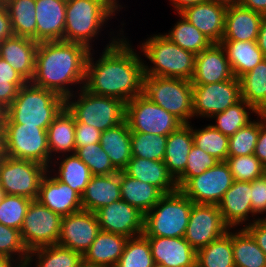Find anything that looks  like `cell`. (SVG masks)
Here are the masks:
<instances>
[{"label":"cell","instance_id":"cell-41","mask_svg":"<svg viewBox=\"0 0 266 267\" xmlns=\"http://www.w3.org/2000/svg\"><path fill=\"white\" fill-rule=\"evenodd\" d=\"M249 110L252 111L251 113H255L256 115L259 114V112L254 107L241 99L235 105L211 117V119H215L216 123L212 126L225 136L231 137L240 128H243L250 122H252V119H250L249 117V114H251Z\"/></svg>","mask_w":266,"mask_h":267},{"label":"cell","instance_id":"cell-16","mask_svg":"<svg viewBox=\"0 0 266 267\" xmlns=\"http://www.w3.org/2000/svg\"><path fill=\"white\" fill-rule=\"evenodd\" d=\"M100 230L95 212L81 210L62 218L57 244L83 256Z\"/></svg>","mask_w":266,"mask_h":267},{"label":"cell","instance_id":"cell-68","mask_svg":"<svg viewBox=\"0 0 266 267\" xmlns=\"http://www.w3.org/2000/svg\"><path fill=\"white\" fill-rule=\"evenodd\" d=\"M260 114L264 117V119L266 121V107L264 108V110Z\"/></svg>","mask_w":266,"mask_h":267},{"label":"cell","instance_id":"cell-33","mask_svg":"<svg viewBox=\"0 0 266 267\" xmlns=\"http://www.w3.org/2000/svg\"><path fill=\"white\" fill-rule=\"evenodd\" d=\"M50 157L53 153L75 154V118L66 107L54 118L47 129ZM64 153V155H63Z\"/></svg>","mask_w":266,"mask_h":267},{"label":"cell","instance_id":"cell-48","mask_svg":"<svg viewBox=\"0 0 266 267\" xmlns=\"http://www.w3.org/2000/svg\"><path fill=\"white\" fill-rule=\"evenodd\" d=\"M226 162L236 181L252 182L259 179L265 167L254 154L228 156Z\"/></svg>","mask_w":266,"mask_h":267},{"label":"cell","instance_id":"cell-51","mask_svg":"<svg viewBox=\"0 0 266 267\" xmlns=\"http://www.w3.org/2000/svg\"><path fill=\"white\" fill-rule=\"evenodd\" d=\"M28 81L25 78L0 77V106L6 110L16 98L19 89Z\"/></svg>","mask_w":266,"mask_h":267},{"label":"cell","instance_id":"cell-69","mask_svg":"<svg viewBox=\"0 0 266 267\" xmlns=\"http://www.w3.org/2000/svg\"><path fill=\"white\" fill-rule=\"evenodd\" d=\"M10 0H0V4H7Z\"/></svg>","mask_w":266,"mask_h":267},{"label":"cell","instance_id":"cell-64","mask_svg":"<svg viewBox=\"0 0 266 267\" xmlns=\"http://www.w3.org/2000/svg\"><path fill=\"white\" fill-rule=\"evenodd\" d=\"M78 267H106V266H101V265H97V264H91V263H88V262L82 260L79 263Z\"/></svg>","mask_w":266,"mask_h":267},{"label":"cell","instance_id":"cell-18","mask_svg":"<svg viewBox=\"0 0 266 267\" xmlns=\"http://www.w3.org/2000/svg\"><path fill=\"white\" fill-rule=\"evenodd\" d=\"M233 77L229 60L221 43H212L196 55L192 85L223 82Z\"/></svg>","mask_w":266,"mask_h":267},{"label":"cell","instance_id":"cell-35","mask_svg":"<svg viewBox=\"0 0 266 267\" xmlns=\"http://www.w3.org/2000/svg\"><path fill=\"white\" fill-rule=\"evenodd\" d=\"M239 80L241 99L261 113L266 107V58Z\"/></svg>","mask_w":266,"mask_h":267},{"label":"cell","instance_id":"cell-8","mask_svg":"<svg viewBox=\"0 0 266 267\" xmlns=\"http://www.w3.org/2000/svg\"><path fill=\"white\" fill-rule=\"evenodd\" d=\"M143 94L173 114L183 124H189V119L193 118L191 81L179 78L144 76Z\"/></svg>","mask_w":266,"mask_h":267},{"label":"cell","instance_id":"cell-14","mask_svg":"<svg viewBox=\"0 0 266 267\" xmlns=\"http://www.w3.org/2000/svg\"><path fill=\"white\" fill-rule=\"evenodd\" d=\"M193 117L211 118L241 100L240 80H230L204 85H192Z\"/></svg>","mask_w":266,"mask_h":267},{"label":"cell","instance_id":"cell-10","mask_svg":"<svg viewBox=\"0 0 266 267\" xmlns=\"http://www.w3.org/2000/svg\"><path fill=\"white\" fill-rule=\"evenodd\" d=\"M131 133L168 136L183 123L173 114L152 102L144 94L126 103V115Z\"/></svg>","mask_w":266,"mask_h":267},{"label":"cell","instance_id":"cell-65","mask_svg":"<svg viewBox=\"0 0 266 267\" xmlns=\"http://www.w3.org/2000/svg\"><path fill=\"white\" fill-rule=\"evenodd\" d=\"M5 115V110L0 106V128H3Z\"/></svg>","mask_w":266,"mask_h":267},{"label":"cell","instance_id":"cell-2","mask_svg":"<svg viewBox=\"0 0 266 267\" xmlns=\"http://www.w3.org/2000/svg\"><path fill=\"white\" fill-rule=\"evenodd\" d=\"M90 50L83 44L68 41L40 42L35 55L33 85L54 91L64 99L73 95L69 85L82 88Z\"/></svg>","mask_w":266,"mask_h":267},{"label":"cell","instance_id":"cell-28","mask_svg":"<svg viewBox=\"0 0 266 267\" xmlns=\"http://www.w3.org/2000/svg\"><path fill=\"white\" fill-rule=\"evenodd\" d=\"M128 238L124 235L100 230L90 248L83 254V260L106 267H115Z\"/></svg>","mask_w":266,"mask_h":267},{"label":"cell","instance_id":"cell-26","mask_svg":"<svg viewBox=\"0 0 266 267\" xmlns=\"http://www.w3.org/2000/svg\"><path fill=\"white\" fill-rule=\"evenodd\" d=\"M263 14L239 4L227 7L221 41H256Z\"/></svg>","mask_w":266,"mask_h":267},{"label":"cell","instance_id":"cell-61","mask_svg":"<svg viewBox=\"0 0 266 267\" xmlns=\"http://www.w3.org/2000/svg\"><path fill=\"white\" fill-rule=\"evenodd\" d=\"M16 262L17 260L10 257L0 256V267H24L21 263Z\"/></svg>","mask_w":266,"mask_h":267},{"label":"cell","instance_id":"cell-27","mask_svg":"<svg viewBox=\"0 0 266 267\" xmlns=\"http://www.w3.org/2000/svg\"><path fill=\"white\" fill-rule=\"evenodd\" d=\"M121 200L120 171L111 175H93L81 196L83 210L98 209Z\"/></svg>","mask_w":266,"mask_h":267},{"label":"cell","instance_id":"cell-52","mask_svg":"<svg viewBox=\"0 0 266 267\" xmlns=\"http://www.w3.org/2000/svg\"><path fill=\"white\" fill-rule=\"evenodd\" d=\"M101 131L93 126L75 122V147H85L91 143H99Z\"/></svg>","mask_w":266,"mask_h":267},{"label":"cell","instance_id":"cell-59","mask_svg":"<svg viewBox=\"0 0 266 267\" xmlns=\"http://www.w3.org/2000/svg\"><path fill=\"white\" fill-rule=\"evenodd\" d=\"M0 77L2 78H23L15 71L9 63L0 57Z\"/></svg>","mask_w":266,"mask_h":267},{"label":"cell","instance_id":"cell-30","mask_svg":"<svg viewBox=\"0 0 266 267\" xmlns=\"http://www.w3.org/2000/svg\"><path fill=\"white\" fill-rule=\"evenodd\" d=\"M100 144L113 166L123 171L132 158L131 131L127 121L101 132Z\"/></svg>","mask_w":266,"mask_h":267},{"label":"cell","instance_id":"cell-46","mask_svg":"<svg viewBox=\"0 0 266 267\" xmlns=\"http://www.w3.org/2000/svg\"><path fill=\"white\" fill-rule=\"evenodd\" d=\"M260 130V119L253 120L229 137L228 156L254 154Z\"/></svg>","mask_w":266,"mask_h":267},{"label":"cell","instance_id":"cell-50","mask_svg":"<svg viewBox=\"0 0 266 267\" xmlns=\"http://www.w3.org/2000/svg\"><path fill=\"white\" fill-rule=\"evenodd\" d=\"M218 162L215 157L193 144L188 154L185 171L176 179L178 188L180 189L190 178L200 175Z\"/></svg>","mask_w":266,"mask_h":267},{"label":"cell","instance_id":"cell-32","mask_svg":"<svg viewBox=\"0 0 266 267\" xmlns=\"http://www.w3.org/2000/svg\"><path fill=\"white\" fill-rule=\"evenodd\" d=\"M234 77L240 78L255 68L266 57L256 41H221Z\"/></svg>","mask_w":266,"mask_h":267},{"label":"cell","instance_id":"cell-21","mask_svg":"<svg viewBox=\"0 0 266 267\" xmlns=\"http://www.w3.org/2000/svg\"><path fill=\"white\" fill-rule=\"evenodd\" d=\"M67 0H36V42L63 40Z\"/></svg>","mask_w":266,"mask_h":267},{"label":"cell","instance_id":"cell-9","mask_svg":"<svg viewBox=\"0 0 266 267\" xmlns=\"http://www.w3.org/2000/svg\"><path fill=\"white\" fill-rule=\"evenodd\" d=\"M3 132L6 156L35 161L47 168L50 167L49 163H53L45 128L25 124H3Z\"/></svg>","mask_w":266,"mask_h":267},{"label":"cell","instance_id":"cell-7","mask_svg":"<svg viewBox=\"0 0 266 267\" xmlns=\"http://www.w3.org/2000/svg\"><path fill=\"white\" fill-rule=\"evenodd\" d=\"M193 201L180 190L164 194L144 215V236L184 237Z\"/></svg>","mask_w":266,"mask_h":267},{"label":"cell","instance_id":"cell-49","mask_svg":"<svg viewBox=\"0 0 266 267\" xmlns=\"http://www.w3.org/2000/svg\"><path fill=\"white\" fill-rule=\"evenodd\" d=\"M28 253L21 240L20 230L0 223V256L10 257L25 266Z\"/></svg>","mask_w":266,"mask_h":267},{"label":"cell","instance_id":"cell-54","mask_svg":"<svg viewBox=\"0 0 266 267\" xmlns=\"http://www.w3.org/2000/svg\"><path fill=\"white\" fill-rule=\"evenodd\" d=\"M245 225L242 228L252 236L259 248L266 254V219L256 218Z\"/></svg>","mask_w":266,"mask_h":267},{"label":"cell","instance_id":"cell-24","mask_svg":"<svg viewBox=\"0 0 266 267\" xmlns=\"http://www.w3.org/2000/svg\"><path fill=\"white\" fill-rule=\"evenodd\" d=\"M38 44L31 38L12 36L0 42V57L30 82L35 72V55Z\"/></svg>","mask_w":266,"mask_h":267},{"label":"cell","instance_id":"cell-5","mask_svg":"<svg viewBox=\"0 0 266 267\" xmlns=\"http://www.w3.org/2000/svg\"><path fill=\"white\" fill-rule=\"evenodd\" d=\"M140 47L143 55L153 64L150 67L144 64L145 76L191 81L195 68V54L182 49L163 34L149 37Z\"/></svg>","mask_w":266,"mask_h":267},{"label":"cell","instance_id":"cell-12","mask_svg":"<svg viewBox=\"0 0 266 267\" xmlns=\"http://www.w3.org/2000/svg\"><path fill=\"white\" fill-rule=\"evenodd\" d=\"M62 218L37 199L31 200L20 229L21 240L26 249L30 251L57 244Z\"/></svg>","mask_w":266,"mask_h":267},{"label":"cell","instance_id":"cell-6","mask_svg":"<svg viewBox=\"0 0 266 267\" xmlns=\"http://www.w3.org/2000/svg\"><path fill=\"white\" fill-rule=\"evenodd\" d=\"M79 91L65 99V107L75 122L91 125L102 132L125 121L126 103L122 100L92 94L83 87Z\"/></svg>","mask_w":266,"mask_h":267},{"label":"cell","instance_id":"cell-17","mask_svg":"<svg viewBox=\"0 0 266 267\" xmlns=\"http://www.w3.org/2000/svg\"><path fill=\"white\" fill-rule=\"evenodd\" d=\"M95 214L103 231L124 235L127 238L144 233V214L123 200L112 202L98 209Z\"/></svg>","mask_w":266,"mask_h":267},{"label":"cell","instance_id":"cell-38","mask_svg":"<svg viewBox=\"0 0 266 267\" xmlns=\"http://www.w3.org/2000/svg\"><path fill=\"white\" fill-rule=\"evenodd\" d=\"M35 6L36 0H10L6 4L14 36L36 41Z\"/></svg>","mask_w":266,"mask_h":267},{"label":"cell","instance_id":"cell-15","mask_svg":"<svg viewBox=\"0 0 266 267\" xmlns=\"http://www.w3.org/2000/svg\"><path fill=\"white\" fill-rule=\"evenodd\" d=\"M229 229L218 205L193 203L184 239L197 252Z\"/></svg>","mask_w":266,"mask_h":267},{"label":"cell","instance_id":"cell-11","mask_svg":"<svg viewBox=\"0 0 266 267\" xmlns=\"http://www.w3.org/2000/svg\"><path fill=\"white\" fill-rule=\"evenodd\" d=\"M47 170L38 162L5 156L0 161V185L8 195L36 200Z\"/></svg>","mask_w":266,"mask_h":267},{"label":"cell","instance_id":"cell-23","mask_svg":"<svg viewBox=\"0 0 266 267\" xmlns=\"http://www.w3.org/2000/svg\"><path fill=\"white\" fill-rule=\"evenodd\" d=\"M218 206L225 224L230 229L250 221L248 214L256 216L252 210L251 182L234 180Z\"/></svg>","mask_w":266,"mask_h":267},{"label":"cell","instance_id":"cell-43","mask_svg":"<svg viewBox=\"0 0 266 267\" xmlns=\"http://www.w3.org/2000/svg\"><path fill=\"white\" fill-rule=\"evenodd\" d=\"M148 239L142 234L128 238L115 267H155Z\"/></svg>","mask_w":266,"mask_h":267},{"label":"cell","instance_id":"cell-36","mask_svg":"<svg viewBox=\"0 0 266 267\" xmlns=\"http://www.w3.org/2000/svg\"><path fill=\"white\" fill-rule=\"evenodd\" d=\"M238 231V232H237ZM232 232L233 260L236 267H266V254L244 229Z\"/></svg>","mask_w":266,"mask_h":267},{"label":"cell","instance_id":"cell-31","mask_svg":"<svg viewBox=\"0 0 266 267\" xmlns=\"http://www.w3.org/2000/svg\"><path fill=\"white\" fill-rule=\"evenodd\" d=\"M121 200L137 208L144 215L164 195L157 187L120 171Z\"/></svg>","mask_w":266,"mask_h":267},{"label":"cell","instance_id":"cell-20","mask_svg":"<svg viewBox=\"0 0 266 267\" xmlns=\"http://www.w3.org/2000/svg\"><path fill=\"white\" fill-rule=\"evenodd\" d=\"M50 172L48 169L41 180L37 200L62 217L83 210L81 195L55 176L50 177Z\"/></svg>","mask_w":266,"mask_h":267},{"label":"cell","instance_id":"cell-29","mask_svg":"<svg viewBox=\"0 0 266 267\" xmlns=\"http://www.w3.org/2000/svg\"><path fill=\"white\" fill-rule=\"evenodd\" d=\"M190 125V123L183 124L167 136L163 161L175 179L185 171L188 154L194 144L192 125Z\"/></svg>","mask_w":266,"mask_h":267},{"label":"cell","instance_id":"cell-56","mask_svg":"<svg viewBox=\"0 0 266 267\" xmlns=\"http://www.w3.org/2000/svg\"><path fill=\"white\" fill-rule=\"evenodd\" d=\"M14 36L10 16L5 4H0V42Z\"/></svg>","mask_w":266,"mask_h":267},{"label":"cell","instance_id":"cell-47","mask_svg":"<svg viewBox=\"0 0 266 267\" xmlns=\"http://www.w3.org/2000/svg\"><path fill=\"white\" fill-rule=\"evenodd\" d=\"M31 199L6 194L0 203V223L20 230Z\"/></svg>","mask_w":266,"mask_h":267},{"label":"cell","instance_id":"cell-3","mask_svg":"<svg viewBox=\"0 0 266 267\" xmlns=\"http://www.w3.org/2000/svg\"><path fill=\"white\" fill-rule=\"evenodd\" d=\"M64 107L62 96L27 82L5 110L4 124H25L47 130Z\"/></svg>","mask_w":266,"mask_h":267},{"label":"cell","instance_id":"cell-60","mask_svg":"<svg viewBox=\"0 0 266 267\" xmlns=\"http://www.w3.org/2000/svg\"><path fill=\"white\" fill-rule=\"evenodd\" d=\"M172 1L171 5H173L174 8H176L177 13L180 14L183 10H185L187 7L206 2L208 0H170Z\"/></svg>","mask_w":266,"mask_h":267},{"label":"cell","instance_id":"cell-53","mask_svg":"<svg viewBox=\"0 0 266 267\" xmlns=\"http://www.w3.org/2000/svg\"><path fill=\"white\" fill-rule=\"evenodd\" d=\"M251 203L254 215L266 213V186L261 178L251 182Z\"/></svg>","mask_w":266,"mask_h":267},{"label":"cell","instance_id":"cell-40","mask_svg":"<svg viewBox=\"0 0 266 267\" xmlns=\"http://www.w3.org/2000/svg\"><path fill=\"white\" fill-rule=\"evenodd\" d=\"M64 157H62L55 177L82 196L93 175L88 166L76 154H66Z\"/></svg>","mask_w":266,"mask_h":267},{"label":"cell","instance_id":"cell-19","mask_svg":"<svg viewBox=\"0 0 266 267\" xmlns=\"http://www.w3.org/2000/svg\"><path fill=\"white\" fill-rule=\"evenodd\" d=\"M156 266L196 267L197 252L184 237L145 236Z\"/></svg>","mask_w":266,"mask_h":267},{"label":"cell","instance_id":"cell-62","mask_svg":"<svg viewBox=\"0 0 266 267\" xmlns=\"http://www.w3.org/2000/svg\"><path fill=\"white\" fill-rule=\"evenodd\" d=\"M5 154V142H4V132L3 128H0V161L4 159Z\"/></svg>","mask_w":266,"mask_h":267},{"label":"cell","instance_id":"cell-4","mask_svg":"<svg viewBox=\"0 0 266 267\" xmlns=\"http://www.w3.org/2000/svg\"><path fill=\"white\" fill-rule=\"evenodd\" d=\"M118 3L117 0H67L63 41L80 43L91 50L90 43L104 23L123 8Z\"/></svg>","mask_w":266,"mask_h":267},{"label":"cell","instance_id":"cell-67","mask_svg":"<svg viewBox=\"0 0 266 267\" xmlns=\"http://www.w3.org/2000/svg\"><path fill=\"white\" fill-rule=\"evenodd\" d=\"M5 195H6L5 191L2 188V186L0 185V203L4 199Z\"/></svg>","mask_w":266,"mask_h":267},{"label":"cell","instance_id":"cell-13","mask_svg":"<svg viewBox=\"0 0 266 267\" xmlns=\"http://www.w3.org/2000/svg\"><path fill=\"white\" fill-rule=\"evenodd\" d=\"M234 182L226 161L190 178L179 190L197 204L218 205Z\"/></svg>","mask_w":266,"mask_h":267},{"label":"cell","instance_id":"cell-1","mask_svg":"<svg viewBox=\"0 0 266 267\" xmlns=\"http://www.w3.org/2000/svg\"><path fill=\"white\" fill-rule=\"evenodd\" d=\"M120 35L122 38H111L96 62L90 50L83 88L92 94L114 97L127 103L143 94L144 62L121 31Z\"/></svg>","mask_w":266,"mask_h":267},{"label":"cell","instance_id":"cell-57","mask_svg":"<svg viewBox=\"0 0 266 267\" xmlns=\"http://www.w3.org/2000/svg\"><path fill=\"white\" fill-rule=\"evenodd\" d=\"M238 4L252 11L266 15V0H239Z\"/></svg>","mask_w":266,"mask_h":267},{"label":"cell","instance_id":"cell-66","mask_svg":"<svg viewBox=\"0 0 266 267\" xmlns=\"http://www.w3.org/2000/svg\"><path fill=\"white\" fill-rule=\"evenodd\" d=\"M260 178L262 179V181L264 182V184L266 186V167H264V169L262 171V175Z\"/></svg>","mask_w":266,"mask_h":267},{"label":"cell","instance_id":"cell-34","mask_svg":"<svg viewBox=\"0 0 266 267\" xmlns=\"http://www.w3.org/2000/svg\"><path fill=\"white\" fill-rule=\"evenodd\" d=\"M33 259L36 267H78L83 257L74 250L54 244L30 250L24 267L32 265Z\"/></svg>","mask_w":266,"mask_h":267},{"label":"cell","instance_id":"cell-44","mask_svg":"<svg viewBox=\"0 0 266 267\" xmlns=\"http://www.w3.org/2000/svg\"><path fill=\"white\" fill-rule=\"evenodd\" d=\"M167 136L147 133H131L132 157L163 161Z\"/></svg>","mask_w":266,"mask_h":267},{"label":"cell","instance_id":"cell-25","mask_svg":"<svg viewBox=\"0 0 266 267\" xmlns=\"http://www.w3.org/2000/svg\"><path fill=\"white\" fill-rule=\"evenodd\" d=\"M127 175L157 187L163 194L179 190L176 179L164 161L132 157L123 170Z\"/></svg>","mask_w":266,"mask_h":267},{"label":"cell","instance_id":"cell-45","mask_svg":"<svg viewBox=\"0 0 266 267\" xmlns=\"http://www.w3.org/2000/svg\"><path fill=\"white\" fill-rule=\"evenodd\" d=\"M75 154L88 166L92 175H111L119 172L99 143L77 147Z\"/></svg>","mask_w":266,"mask_h":267},{"label":"cell","instance_id":"cell-42","mask_svg":"<svg viewBox=\"0 0 266 267\" xmlns=\"http://www.w3.org/2000/svg\"><path fill=\"white\" fill-rule=\"evenodd\" d=\"M194 144L215 157L219 161H226L228 158L229 137L222 134L211 124L202 129H194L192 126Z\"/></svg>","mask_w":266,"mask_h":267},{"label":"cell","instance_id":"cell-55","mask_svg":"<svg viewBox=\"0 0 266 267\" xmlns=\"http://www.w3.org/2000/svg\"><path fill=\"white\" fill-rule=\"evenodd\" d=\"M257 116L260 118V130L254 155L266 167V121L260 113Z\"/></svg>","mask_w":266,"mask_h":267},{"label":"cell","instance_id":"cell-39","mask_svg":"<svg viewBox=\"0 0 266 267\" xmlns=\"http://www.w3.org/2000/svg\"><path fill=\"white\" fill-rule=\"evenodd\" d=\"M181 16L175 26L164 34L170 41L182 49L192 52L197 55L208 48L212 42L205 37V35L190 23L183 15Z\"/></svg>","mask_w":266,"mask_h":267},{"label":"cell","instance_id":"cell-37","mask_svg":"<svg viewBox=\"0 0 266 267\" xmlns=\"http://www.w3.org/2000/svg\"><path fill=\"white\" fill-rule=\"evenodd\" d=\"M210 242L197 251L196 267H234L232 232Z\"/></svg>","mask_w":266,"mask_h":267},{"label":"cell","instance_id":"cell-58","mask_svg":"<svg viewBox=\"0 0 266 267\" xmlns=\"http://www.w3.org/2000/svg\"><path fill=\"white\" fill-rule=\"evenodd\" d=\"M256 43L266 57V15H263L262 17Z\"/></svg>","mask_w":266,"mask_h":267},{"label":"cell","instance_id":"cell-22","mask_svg":"<svg viewBox=\"0 0 266 267\" xmlns=\"http://www.w3.org/2000/svg\"><path fill=\"white\" fill-rule=\"evenodd\" d=\"M227 7L206 1L187 7L180 14L199 29L212 43H220L225 30Z\"/></svg>","mask_w":266,"mask_h":267},{"label":"cell","instance_id":"cell-63","mask_svg":"<svg viewBox=\"0 0 266 267\" xmlns=\"http://www.w3.org/2000/svg\"><path fill=\"white\" fill-rule=\"evenodd\" d=\"M216 4L223 5L225 7H231L237 5L239 0H208Z\"/></svg>","mask_w":266,"mask_h":267}]
</instances>
